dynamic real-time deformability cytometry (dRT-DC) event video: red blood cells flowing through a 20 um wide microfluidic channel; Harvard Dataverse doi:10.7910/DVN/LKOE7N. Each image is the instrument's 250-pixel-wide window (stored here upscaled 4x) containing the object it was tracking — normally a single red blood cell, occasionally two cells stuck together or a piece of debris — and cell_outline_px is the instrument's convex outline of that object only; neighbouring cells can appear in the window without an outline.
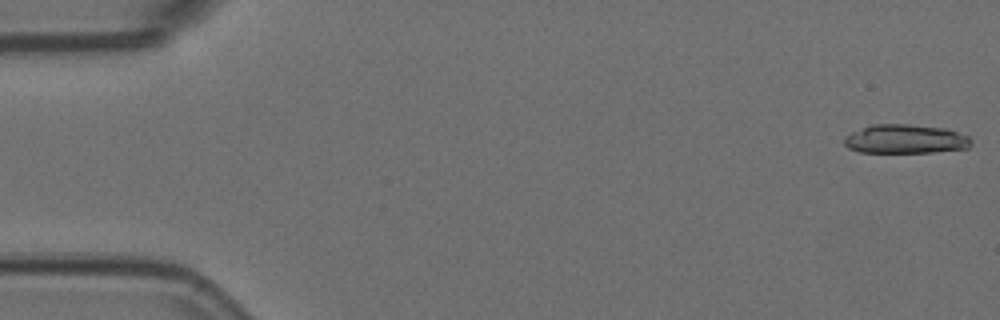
{"species": "Egyptian fruit bat (a non-hibernating species)", "species_latin": "Rousettus aegyptiacus", "temperature_condition": "room temperature", "stored_images_in_passage": 17, "camera_frame_rate_fps": 3000, "um_per_image_px": 0.085, "animal": {"sex": "female"}, "frame": {"image": 1, "passage_image": 1, "time_ms": 0.0, "image_size_px": [1000, 320], "cell_outline_px": [[972, 144], [968, 148], [932, 152], [860, 152], [848, 148], [844, 144], [844, 136], [852, 132], [872, 124], [908, 124], [948, 128], [968, 136], [972, 140]], "centroid_in_image_um": [76.97, 11.81], "position_along_channel_um": 8.0, "area_um2": 21.56}}
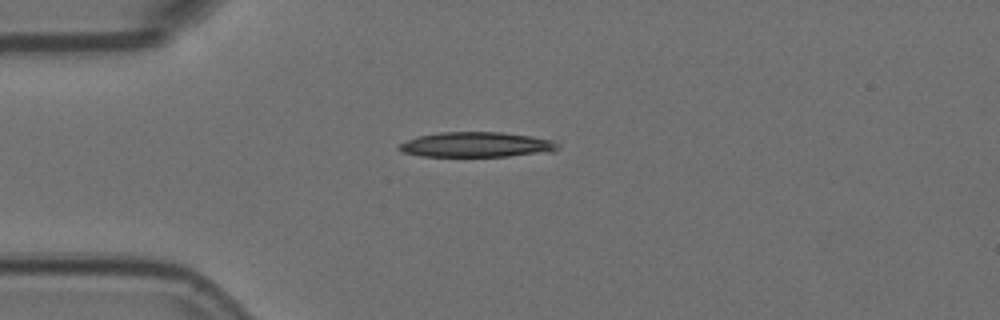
{"frame": {"image": 2, "passage_image": 14, "time_ms": 4.333, "image_size_px": [1000, 320], "cell_outline_px": [[560, 148], [552, 152], [508, 156], [420, 156], [400, 152], [396, 148], [400, 144], [416, 136], [440, 132], [500, 132], [532, 136], [552, 140], [560, 144]], "centroid_in_image_um": [40.5, 12.29], "position_along_channel_um": 44.5, "area_um2": 23.41}}